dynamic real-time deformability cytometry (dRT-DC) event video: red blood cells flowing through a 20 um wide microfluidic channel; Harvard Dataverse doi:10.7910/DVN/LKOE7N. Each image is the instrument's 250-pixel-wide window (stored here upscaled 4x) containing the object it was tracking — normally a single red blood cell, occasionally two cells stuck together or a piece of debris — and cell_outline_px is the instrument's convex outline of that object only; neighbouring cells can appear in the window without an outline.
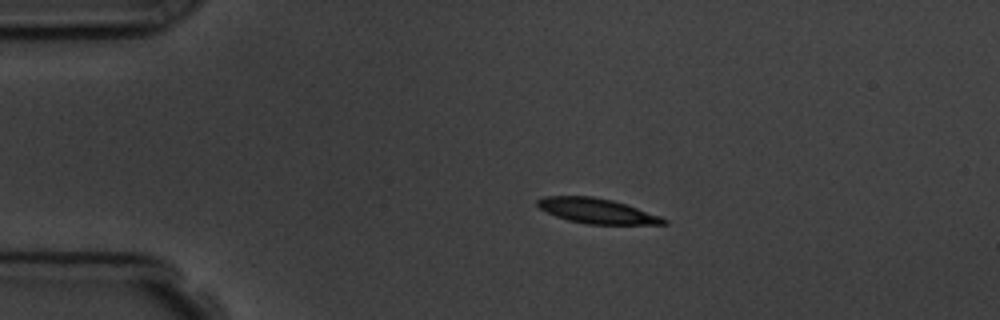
{"species": "common noctule bat (a hibernating species)", "species_latin": "Nyctalus noctula", "temperature_condition": "room temperature", "stored_images_in_passage": 14, "camera_frame_rate_fps": 3000, "um_per_image_px": 0.085, "animal": {"sex": "male", "body_mass_g": 19.5, "forearm_length_mm": 54.6}, "frame": {"image": 1, "passage_image": 3, "time_ms": 2.333, "image_size_px": [1000, 320], "cell_outline_px": [[668, 224], [588, 224], [568, 220], [556, 216], [540, 208], [536, 204], [536, 200], [544, 196], [592, 196], [612, 200], [660, 216], [668, 220]], "centroid_in_image_um": [50.71, 17.92], "position_along_channel_um": 34.3, "area_um2": 18.15}, "authors_computed_cell_mechanics": {"area_um2": 18.8717, "velocity_mm_per_s": 3.7159, "shape_relaxation_time_tau1_ms": 4.8817, "shape_relaxation_time_tau2_ms": null, "deformation_change_tau1": 0.1299, "deformation_change_tau2": null}}